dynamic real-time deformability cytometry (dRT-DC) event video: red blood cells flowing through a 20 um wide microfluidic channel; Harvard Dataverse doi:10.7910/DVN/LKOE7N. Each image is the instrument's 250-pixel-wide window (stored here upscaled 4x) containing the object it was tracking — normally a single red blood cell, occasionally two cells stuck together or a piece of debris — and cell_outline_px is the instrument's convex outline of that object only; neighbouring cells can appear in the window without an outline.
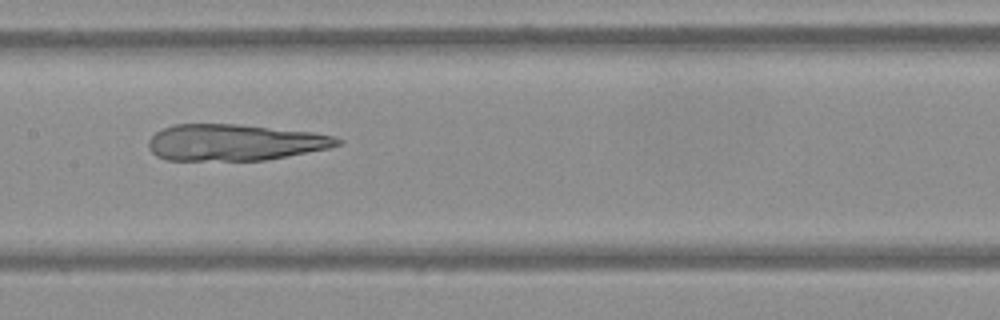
{"species": "Egyptian fruit bat (a non-hibernating species)", "species_latin": "Rousettus aegyptiacus", "temperature_condition": "warm", "stored_images_in_passage": 49, "camera_frame_rate_fps": 3000, "um_per_image_px": 0.085, "frame": {"image": 1, "passage_image": 17, "time_ms": 5.333, "image_size_px": [1000, 320], "cell_outline_px": [[344, 140], [340, 144], [328, 148], [264, 160], [164, 160], [156, 156], [148, 148], [148, 140], [156, 132], [172, 124], [236, 124], [312, 132], [332, 136]], "centroid_in_image_um": [19.89, 12.1], "position_along_channel_um": 187.5, "area_um2": 39.88}}
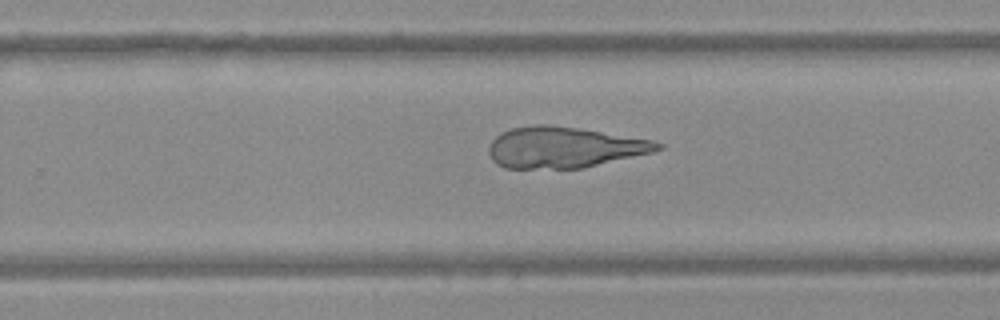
{"frame": {"image": 2, "passage_image": 26, "time_ms": 8.333, "image_size_px": [1000, 320], "cell_outline_px": [[664, 148], [652, 152], [584, 168], [504, 168], [496, 164], [492, 160], [488, 152], [488, 148], [492, 140], [496, 136], [512, 128], [536, 124], [544, 124], [576, 128], [652, 140], [664, 144]], "centroid_in_image_um": [47.92, 12.54], "position_along_channel_um": 281.9, "area_um2": 40.06}}